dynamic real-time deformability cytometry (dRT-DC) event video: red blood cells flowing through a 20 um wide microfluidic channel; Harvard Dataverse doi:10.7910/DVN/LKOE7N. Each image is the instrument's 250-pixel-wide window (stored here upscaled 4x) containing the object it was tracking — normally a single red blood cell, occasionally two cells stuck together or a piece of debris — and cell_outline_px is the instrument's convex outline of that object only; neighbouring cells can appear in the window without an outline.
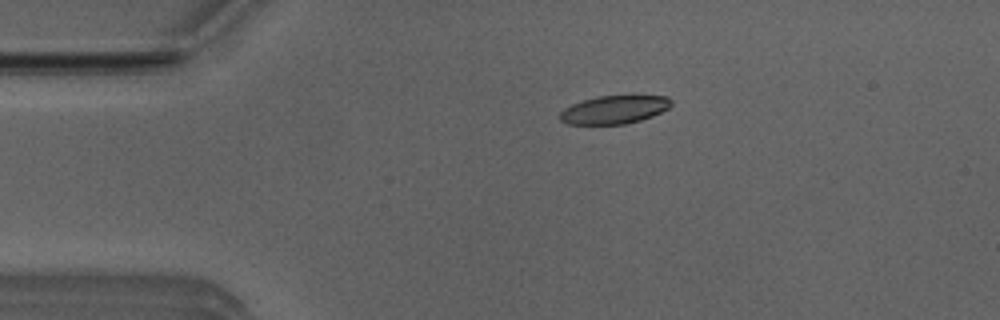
{"species": "Egyptian fruit bat (a non-hibernating species)", "species_latin": "Rousettus aegyptiacus", "temperature_condition": "room temperature", "stored_images_in_passage": 5, "camera_frame_rate_fps": 3000, "um_per_image_px": 0.085, "animal": {"sex": "male"}, "frame": {"image": 1, "passage_image": 3, "time_ms": 0.667, "image_size_px": [1000, 320], "cell_outline_px": [[672, 104], [668, 108], [652, 116], [640, 120], [624, 124], [568, 124], [560, 120], [560, 112], [564, 108], [572, 104], [596, 96], [668, 96], [672, 100]], "centroid_in_image_um": [52.21, 9.32], "position_along_channel_um": 32.8, "area_um2": 18.15}}